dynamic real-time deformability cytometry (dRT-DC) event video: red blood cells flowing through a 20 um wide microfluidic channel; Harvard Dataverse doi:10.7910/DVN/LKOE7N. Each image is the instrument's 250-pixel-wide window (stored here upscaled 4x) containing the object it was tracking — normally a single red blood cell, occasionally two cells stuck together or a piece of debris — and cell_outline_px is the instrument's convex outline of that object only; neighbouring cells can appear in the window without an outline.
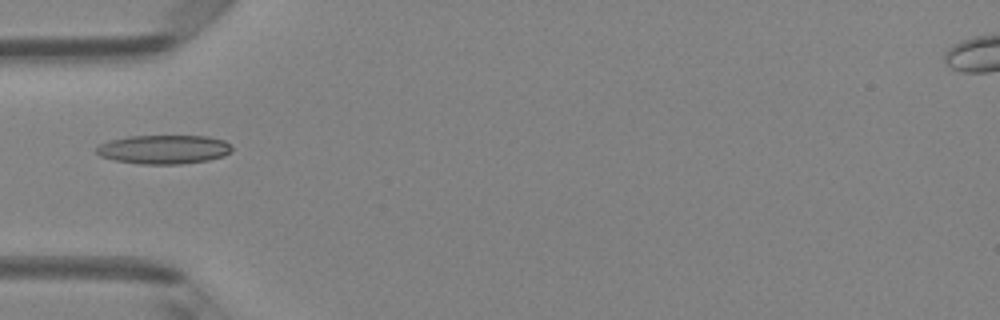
{"species": "Egyptian fruit bat (a non-hibernating species)", "species_latin": "Rousettus aegyptiacus", "temperature_condition": "room temperature", "stored_images_in_passage": 5, "camera_frame_rate_fps": 3000, "um_per_image_px": 0.085, "animal": {"sex": "female"}, "frame": {"image": 1, "passage_image": 5, "time_ms": 1.333, "image_size_px": [1000, 320], "cell_outline_px": [[232, 152], [224, 156], [208, 160], [180, 164], [140, 164], [116, 160], [100, 156], [96, 152], [96, 148], [100, 144], [108, 140], [128, 136], [208, 136], [224, 140], [232, 148]], "centroid_in_image_um": [13.93, 12.69], "position_along_channel_um": 71.1, "area_um2": 22.89}}